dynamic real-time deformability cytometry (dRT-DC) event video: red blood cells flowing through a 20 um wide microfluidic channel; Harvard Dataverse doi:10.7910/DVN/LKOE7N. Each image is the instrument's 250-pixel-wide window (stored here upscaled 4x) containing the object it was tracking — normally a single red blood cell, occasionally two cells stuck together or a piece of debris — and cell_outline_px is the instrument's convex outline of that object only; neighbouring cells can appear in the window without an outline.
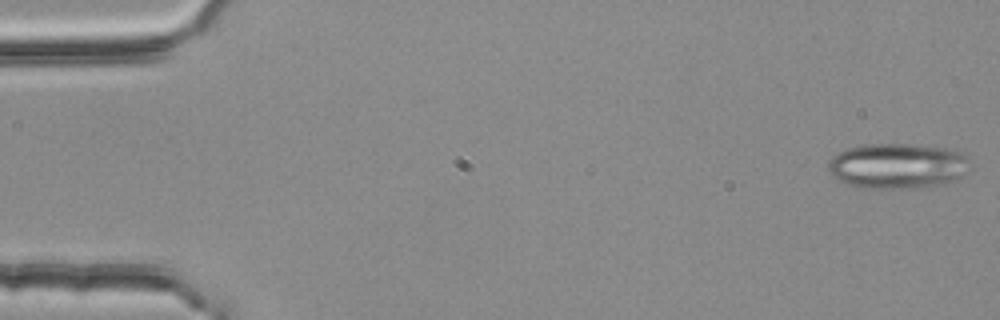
{"species": "common noctule bat (a hibernating species)", "species_latin": "Nyctalus noctula", "temperature_condition": "room temperature", "stored_images_in_passage": 3, "camera_frame_rate_fps": 3000, "um_per_image_px": 0.085, "animal": {"sex": "female", "body_mass_g": 25.1}, "frame": {"image": 1, "passage_image": 1, "time_ms": 0.0, "image_size_px": [1000, 320], "cell_outline_px": [[968, 172], [944, 184], [900, 188], [860, 188], [848, 184], [832, 176], [828, 172], [828, 160], [832, 156], [848, 148], [864, 144], [912, 144], [944, 148], [956, 152], [964, 156], [968, 160]], "centroid_in_image_um": [76.22, 14.1], "position_along_channel_um": 8.8, "area_um2": 37.11}}